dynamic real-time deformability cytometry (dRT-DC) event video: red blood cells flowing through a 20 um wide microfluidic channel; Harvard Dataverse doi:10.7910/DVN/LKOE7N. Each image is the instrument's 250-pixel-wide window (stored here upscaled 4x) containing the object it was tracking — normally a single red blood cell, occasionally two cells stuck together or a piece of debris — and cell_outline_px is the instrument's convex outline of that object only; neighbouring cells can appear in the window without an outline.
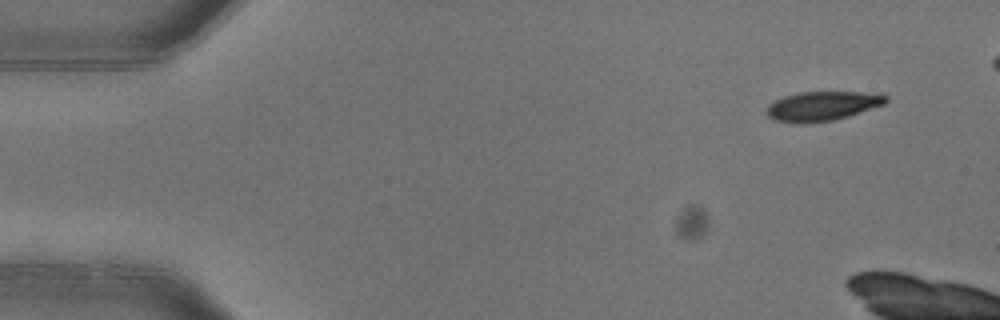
{"species": "common noctule bat (a hibernating species)", "species_latin": "Nyctalus noctula", "temperature_condition": "warm", "stored_images_in_passage": 3, "camera_frame_rate_fps": 3000, "um_per_image_px": 0.085, "animal": {"sex": "female"}, "frame": {"image": 1, "passage_image": 1, "time_ms": 0.0, "image_size_px": [1000, 320], "cell_outline_px": [[888, 100], [884, 104], [848, 116], [832, 120], [804, 124], [776, 120], [768, 116], [764, 112], [768, 104], [784, 96], [800, 92], [884, 92], [888, 96]], "centroid_in_image_um": [69.92, 9.0], "position_along_channel_um": 15.1, "area_um2": 20.58}}